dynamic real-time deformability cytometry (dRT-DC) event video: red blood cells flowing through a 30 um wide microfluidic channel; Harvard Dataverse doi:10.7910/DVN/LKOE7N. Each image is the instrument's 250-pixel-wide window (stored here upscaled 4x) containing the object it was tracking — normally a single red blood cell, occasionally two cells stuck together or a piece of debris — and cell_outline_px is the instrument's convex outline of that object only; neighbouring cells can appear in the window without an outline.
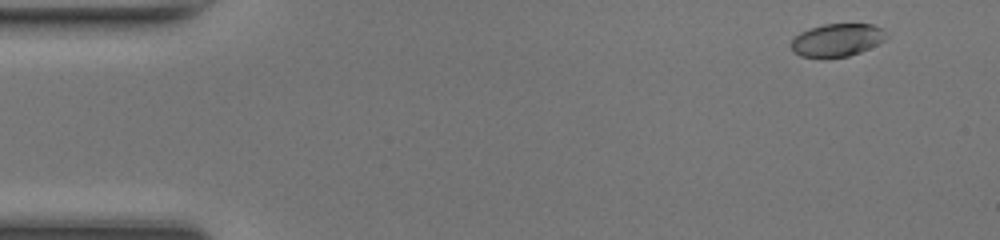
{"species": "common noctule bat (a hibernating species)", "species_latin": "Nyctalus noctula", "temperature_condition": "room temperature", "stored_images_in_passage": 48, "camera_frame_rate_fps": 3000, "um_per_image_px": 0.085, "animal": {"sex": "female", "body_mass_g": 17.0, "forearm_length_mm": 48.0}, "frame": {"image": 1, "passage_image": 3, "time_ms": 0.667, "image_size_px": [1000, 240], "cell_outline_px": [[888, 36], [884, 40], [860, 52], [848, 56], [824, 60], [800, 56], [792, 52], [792, 40], [800, 32], [808, 28], [824, 24], [872, 24], [888, 32]], "centroid_in_image_um": [71.12, 3.43], "position_along_channel_um": 13.9, "area_um2": 18.61}}
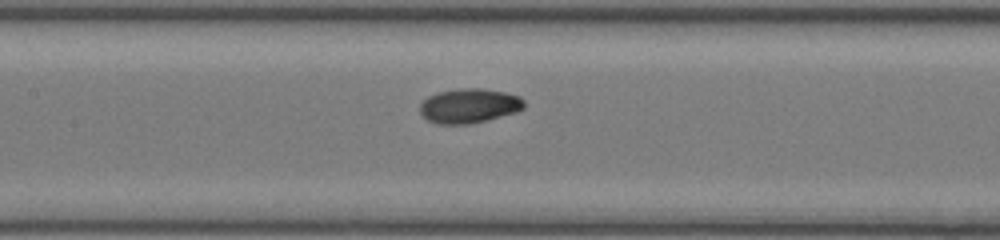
{"frame": {"image": 2, "passage_image": 22, "time_ms": 7.0, "image_size_px": [1000, 240], "cell_outline_px": [[524, 108], [516, 112], [468, 124], [440, 124], [428, 120], [420, 112], [420, 104], [428, 96], [440, 92], [460, 88], [484, 88], [504, 92], [520, 96], [524, 100]], "centroid_in_image_um": [39.89, 8.98], "position_along_channel_um": 167.5, "area_um2": 20.75}}
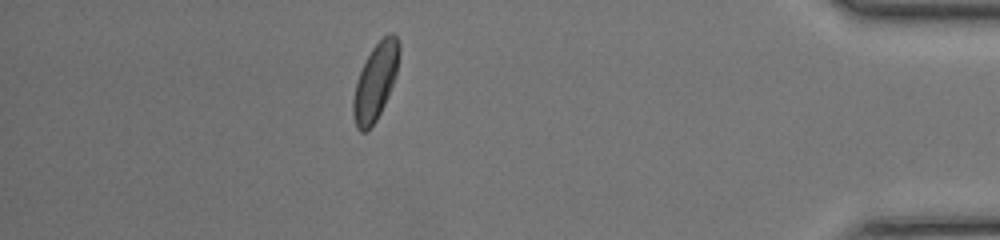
{"frame": {"image": 3, "passage_image": 42, "time_ms": 13.667, "image_size_px": [1000, 240], "cell_outline_px": [[400, 52], [396, 76], [384, 104], [376, 120], [364, 132], [360, 132], [356, 128], [352, 116], [352, 100], [356, 80], [372, 48], [388, 32], [392, 32], [396, 36], [400, 44]], "centroid_in_image_um": [31.9, 6.93], "position_along_channel_um": 403.3, "area_um2": 20.46}, "authors_computed_cell_mechanics": {"area_um2": 19.7098, "velocity_mm_per_s": 4.2876, "shape_relaxation_time_tau1_ms": 2.5595, "shape_relaxation_time_tau2_ms": 2.5726, "deformation_change_tau1": 0.1005, "deformation_change_tau2": 0.0556}}